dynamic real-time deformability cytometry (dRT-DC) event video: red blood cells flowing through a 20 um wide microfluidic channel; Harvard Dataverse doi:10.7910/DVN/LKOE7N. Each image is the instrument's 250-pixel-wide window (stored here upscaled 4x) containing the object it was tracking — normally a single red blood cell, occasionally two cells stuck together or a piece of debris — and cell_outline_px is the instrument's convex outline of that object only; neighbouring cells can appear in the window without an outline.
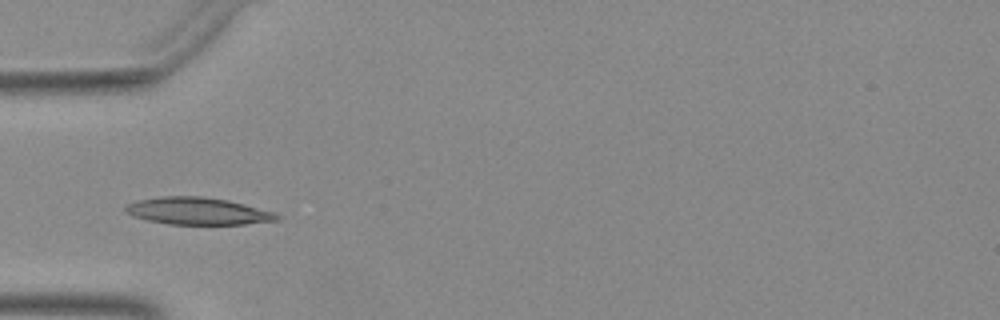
{"species": "Egyptian fruit bat (a non-hibernating species)", "species_latin": "Rousettus aegyptiacus", "temperature_condition": "warm", "stored_images_in_passage": 40, "camera_frame_rate_fps": 3000, "um_per_image_px": 0.085, "animal": {"sex": "female"}, "frame": {"image": 1, "passage_image": 6, "time_ms": 1.667, "image_size_px": [1000, 320], "cell_outline_px": [[280, 220], [244, 224], [168, 224], [148, 220], [132, 216], [124, 208], [128, 204], [136, 200], [160, 196], [204, 196], [228, 200], [276, 212], [280, 216]], "centroid_in_image_um": [16.84, 17.93], "position_along_channel_um": 68.2, "area_um2": 24.04}}
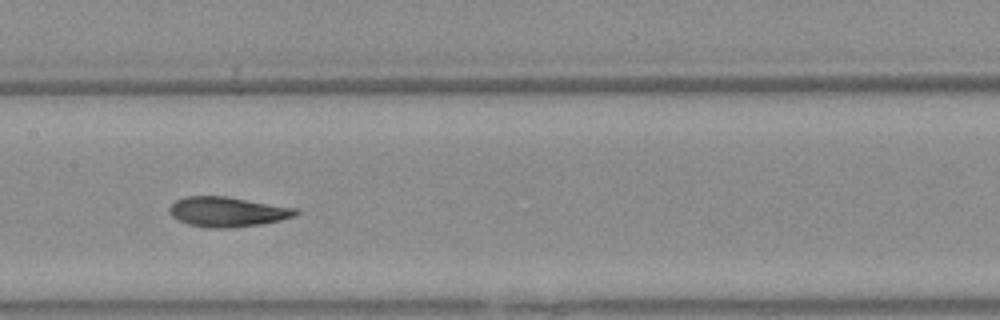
{"frame": {"image": 2, "passage_image": 15, "time_ms": 4.667, "image_size_px": [1000, 320], "cell_outline_px": [[300, 212], [296, 216], [280, 220], [260, 224], [232, 228], [208, 228], [188, 224], [176, 220], [168, 212], [168, 208], [176, 200], [184, 196], [228, 196], [296, 208]], "centroid_in_image_um": [19.31, 18.0], "position_along_channel_um": 188.1, "area_um2": 22.25}}
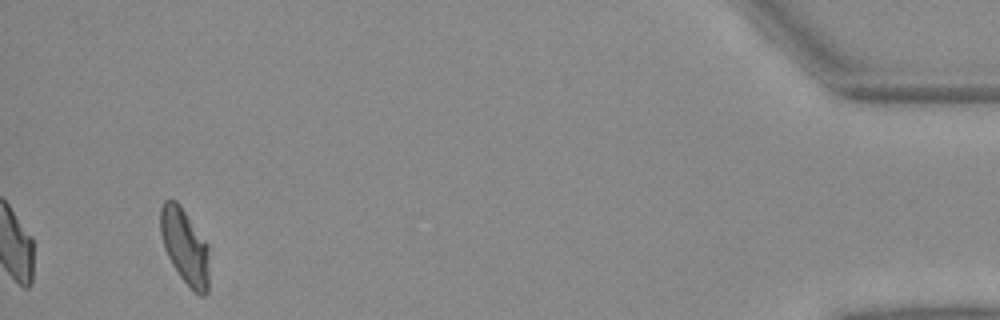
{"frame": {"image": 3, "passage_image": 38, "time_ms": 12.333, "image_size_px": [1000, 320], "cell_outline_px": [[208, 292], [204, 296], [200, 296], [180, 276], [172, 264], [164, 248], [160, 232], [160, 208], [164, 200], [176, 200], [180, 204], [208, 244]], "centroid_in_image_um": [15.7, 20.91], "position_along_channel_um": 419.5, "area_um2": 21.33}}